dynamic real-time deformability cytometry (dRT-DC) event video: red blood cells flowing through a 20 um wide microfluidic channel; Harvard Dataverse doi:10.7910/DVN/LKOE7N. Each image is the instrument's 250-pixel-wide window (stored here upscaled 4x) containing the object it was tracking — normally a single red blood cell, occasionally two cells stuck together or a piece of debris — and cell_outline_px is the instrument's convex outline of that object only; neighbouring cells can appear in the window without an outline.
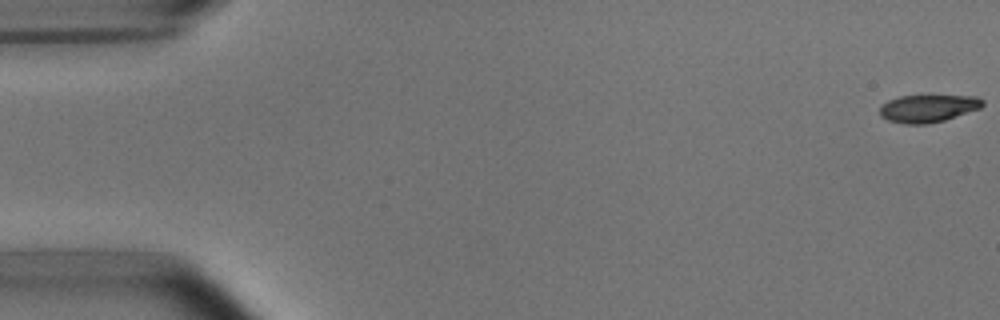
{"species": "common noctule bat (a hibernating species)", "species_latin": "Nyctalus noctula", "temperature_condition": "room temperature", "stored_images_in_passage": 8, "camera_frame_rate_fps": 3000, "um_per_image_px": 0.085, "animal": {"sex": "male", "body_mass_g": 15.6}, "frame": {"image": 1, "passage_image": 1, "time_ms": 0.0, "image_size_px": [1000, 320], "cell_outline_px": [[984, 104], [980, 108], [944, 120], [924, 124], [904, 124], [888, 120], [880, 116], [880, 104], [888, 100], [900, 96], [976, 96], [984, 100]], "centroid_in_image_um": [78.85, 9.21], "position_along_channel_um": 6.1, "area_um2": 16.42}}